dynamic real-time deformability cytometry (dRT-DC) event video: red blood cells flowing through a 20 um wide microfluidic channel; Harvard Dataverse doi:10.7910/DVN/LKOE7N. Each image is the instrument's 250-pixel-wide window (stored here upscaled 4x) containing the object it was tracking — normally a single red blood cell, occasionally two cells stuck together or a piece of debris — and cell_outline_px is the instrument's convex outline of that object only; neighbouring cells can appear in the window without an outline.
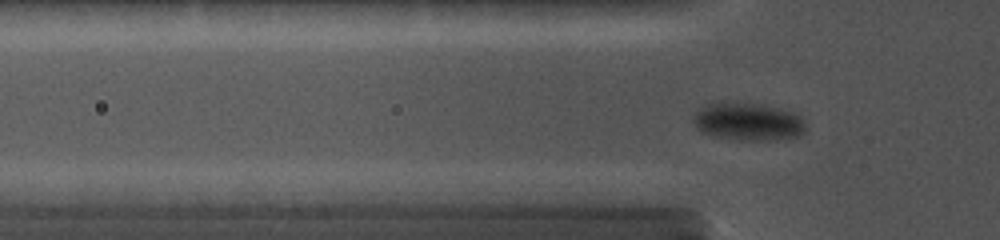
{"species": "common noctule bat (a hibernating species)", "species_latin": "Nyctalus noctula", "temperature_condition": "cold", "stored_images_in_passage": 48, "camera_frame_rate_fps": 5000, "um_per_image_px": 0.085, "animal": {"sex": "female", "body_mass_g": 19.0, "forearm_length_mm": 56.7}, "frame": {"image": 1, "passage_image": 14, "time_ms": 4.2, "image_size_px": [1000, 240], "cell_outline_px": [[804, 132], [800, 136], [768, 140], [752, 140], [716, 136], [700, 132], [696, 128], [692, 120], [696, 112], [700, 108], [708, 104], [756, 104], [776, 108], [792, 112], [800, 116], [804, 120]], "centroid_in_image_um": [63.58, 10.36], "position_along_channel_um": 62.2, "area_um2": 23.93}}
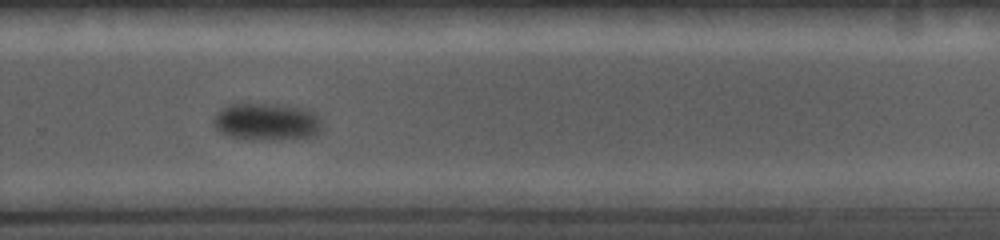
{"frame": {"image": 2, "passage_image": 33, "time_ms": 10.8, "image_size_px": [1000, 240], "cell_outline_px": [[320, 132], [312, 136], [260, 140], [252, 140], [228, 136], [220, 132], [216, 128], [212, 120], [224, 108], [232, 104], [248, 100], [276, 104], [300, 108], [316, 112], [320, 120]], "centroid_in_image_um": [22.63, 10.31], "position_along_channel_um": 307.2, "area_um2": 23.81}}
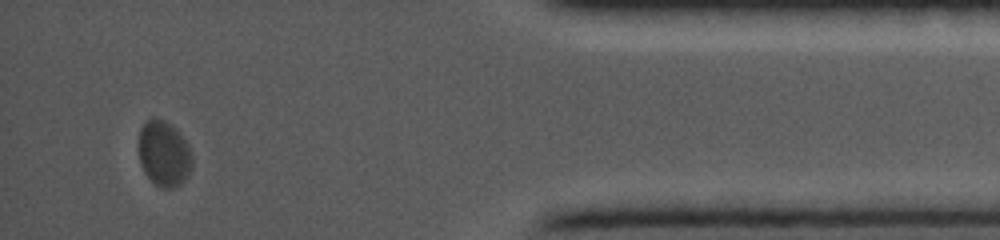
{"frame": {"image": 3, "passage_image": 45, "time_ms": 14.8, "image_size_px": [1000, 240], "cell_outline_px": [[192, 168], [188, 176], [180, 184], [172, 188], [160, 188], [144, 172], [140, 164], [140, 128], [152, 116], [164, 120], [188, 144], [192, 156]], "centroid_in_image_um": [13.94, 13.09], "position_along_channel_um": 421.3, "area_um2": 20.06}}